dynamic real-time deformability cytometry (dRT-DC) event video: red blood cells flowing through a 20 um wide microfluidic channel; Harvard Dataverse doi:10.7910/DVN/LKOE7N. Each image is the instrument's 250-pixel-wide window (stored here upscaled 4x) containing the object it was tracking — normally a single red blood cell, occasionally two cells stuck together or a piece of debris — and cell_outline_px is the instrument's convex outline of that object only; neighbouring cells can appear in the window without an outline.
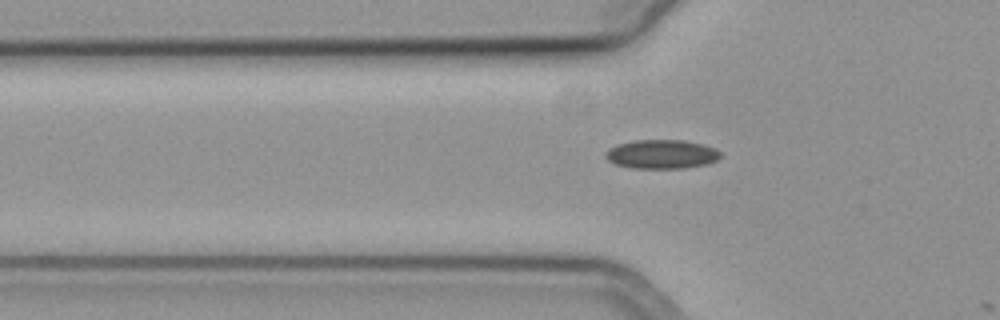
{"species": "common noctule bat (a hibernating species)", "species_latin": "Nyctalus noctula", "temperature_condition": "cold", "stored_images_in_passage": 8, "camera_frame_rate_fps": 3000, "um_per_image_px": 0.085, "animal": {"sex": "female", "body_mass_g": 19.3, "forearm_length_mm": 54.1}, "frame": {"image": 1, "passage_image": 6, "time_ms": 1.667, "image_size_px": [1000, 320], "cell_outline_px": [[720, 156], [716, 160], [708, 164], [684, 168], [632, 168], [616, 164], [608, 160], [604, 156], [608, 148], [616, 144], [632, 140], [684, 140], [704, 144], [716, 148], [720, 152]], "centroid_in_image_um": [56.23, 13.1], "position_along_channel_um": 69.6, "area_um2": 19.59}}